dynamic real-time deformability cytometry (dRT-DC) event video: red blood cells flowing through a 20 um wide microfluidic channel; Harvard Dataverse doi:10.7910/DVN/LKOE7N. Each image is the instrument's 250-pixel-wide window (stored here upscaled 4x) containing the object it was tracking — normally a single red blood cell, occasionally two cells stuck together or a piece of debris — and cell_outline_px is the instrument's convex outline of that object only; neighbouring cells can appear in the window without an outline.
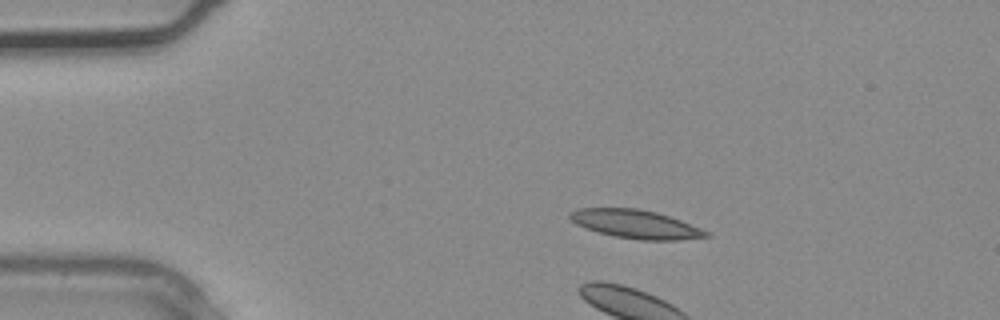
{"species": "common noctule bat (a hibernating species)", "species_latin": "Nyctalus noctula", "temperature_condition": "warm", "stored_images_in_passage": 2, "camera_frame_rate_fps": 3000, "um_per_image_px": 0.085, "animal": {"sex": "male", "body_mass_g": 20.4}, "frame": {"image": 1, "passage_image": 1, "time_ms": 0.0, "image_size_px": [1000, 320], "cell_outline_px": [[712, 236], [680, 240], [640, 240], [616, 236], [600, 232], [576, 224], [568, 216], [568, 212], [576, 208], [636, 208], [656, 212], [680, 220], [700, 228], [708, 232]], "centroid_in_image_um": [54.03, 19.04], "position_along_channel_um": 31.0, "area_um2": 22.43}}